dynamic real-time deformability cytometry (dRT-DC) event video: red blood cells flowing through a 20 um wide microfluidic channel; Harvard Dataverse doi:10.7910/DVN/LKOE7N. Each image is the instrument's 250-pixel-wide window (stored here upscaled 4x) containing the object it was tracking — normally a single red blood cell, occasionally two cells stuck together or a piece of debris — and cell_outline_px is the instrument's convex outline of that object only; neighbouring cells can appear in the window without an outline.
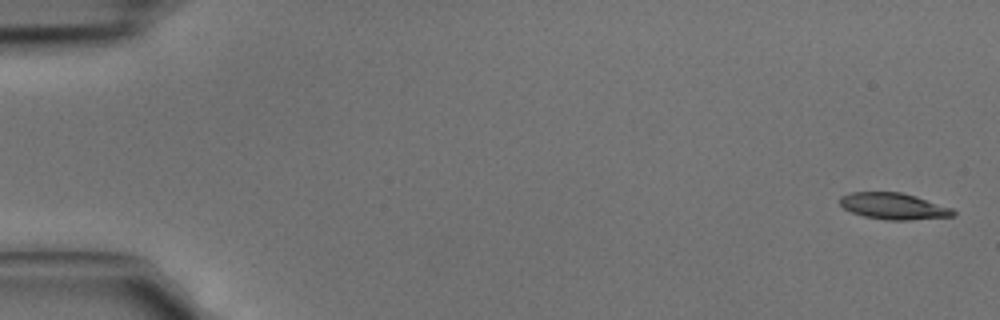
{"species": "common noctule bat (a hibernating species)", "species_latin": "Nyctalus noctula", "temperature_condition": "cold", "stored_images_in_passage": 4, "camera_frame_rate_fps": 3000, "um_per_image_px": 0.085, "animal": {"sex": "male", "body_mass_g": 15.6}, "frame": {"image": 1, "passage_image": 1, "time_ms": 0.0, "image_size_px": [1000, 320], "cell_outline_px": [[956, 216], [908, 220], [888, 220], [864, 216], [852, 212], [844, 208], [840, 204], [840, 196], [852, 192], [900, 192], [916, 196], [952, 208], [956, 212]], "centroid_in_image_um": [75.97, 17.52], "position_along_channel_um": 9.0, "area_um2": 17.4}}
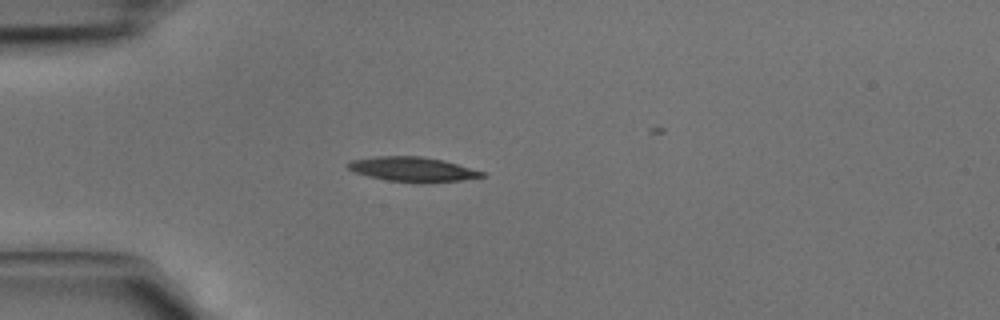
{"frame": {"image": 2, "passage_image": 4, "time_ms": 1.0, "image_size_px": [1000, 320], "cell_outline_px": [[488, 176], [460, 180], [424, 184], [420, 184], [388, 180], [368, 176], [356, 172], [348, 168], [344, 164], [352, 160], [376, 156], [420, 156], [444, 160], [484, 172]], "centroid_in_image_um": [35.09, 14.4], "position_along_channel_um": 49.9, "area_um2": 19.42}}